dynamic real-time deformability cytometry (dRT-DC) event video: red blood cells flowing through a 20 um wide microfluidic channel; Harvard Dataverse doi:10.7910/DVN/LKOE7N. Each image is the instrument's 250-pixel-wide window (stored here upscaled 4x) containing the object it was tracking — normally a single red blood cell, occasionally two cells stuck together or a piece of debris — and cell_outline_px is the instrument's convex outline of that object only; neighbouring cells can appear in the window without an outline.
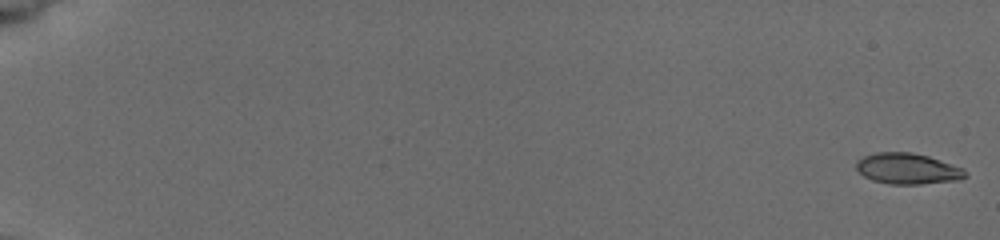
{"species": "common noctule bat (a hibernating species)", "species_latin": "Nyctalus noctula", "temperature_condition": "cold", "stored_images_in_passage": 21, "camera_frame_rate_fps": 3000, "um_per_image_px": 0.085, "animal": {"sex": "female", "body_mass_g": 19.5, "forearm_length_mm": 54.1}, "frame": {"image": 1, "passage_image": 1, "time_ms": 0.0, "image_size_px": [1000, 240], "cell_outline_px": [[968, 176], [960, 180], [920, 184], [888, 184], [872, 180], [864, 176], [856, 168], [856, 160], [864, 156], [876, 152], [912, 152], [928, 156], [964, 168], [968, 172]], "centroid_in_image_um": [77.17, 14.34], "position_along_channel_um": 7.8, "area_um2": 19.83}}
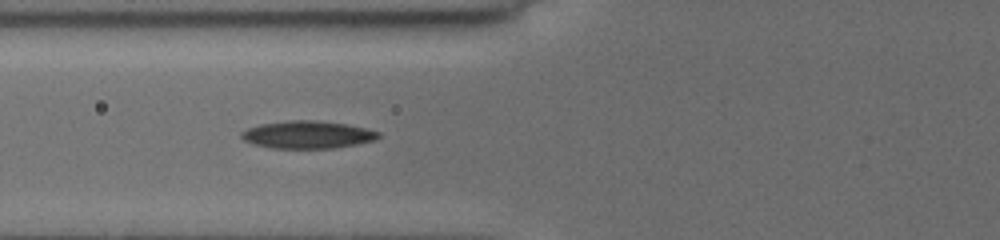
{"frame": {"image": 2, "passage_image": 18, "time_ms": 7.667, "image_size_px": [1000, 240], "cell_outline_px": [[380, 136], [376, 140], [356, 144], [332, 148], [272, 148], [252, 144], [244, 140], [240, 136], [240, 132], [248, 128], [260, 124], [288, 120], [316, 120], [348, 124], [368, 128], [380, 132]], "centroid_in_image_um": [26.15, 11.44], "position_along_channel_um": 99.7, "area_um2": 22.2}}
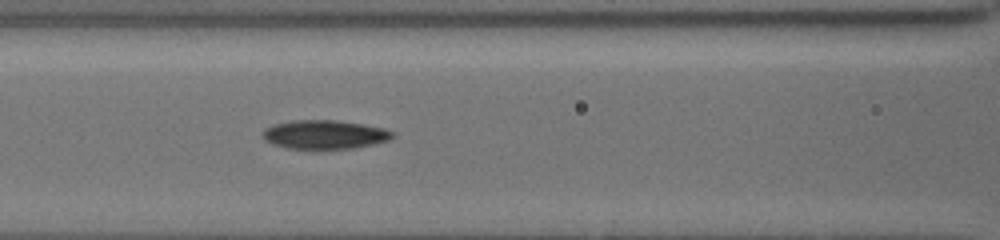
{"frame": {"image": 3, "passage_image": 21, "time_ms": 8.667, "image_size_px": [1000, 240], "cell_outline_px": [[392, 136], [388, 140], [376, 144], [356, 148], [320, 152], [316, 152], [288, 148], [272, 144], [264, 140], [264, 128], [272, 124], [292, 120], [340, 120], [364, 124], [384, 128], [392, 132]], "centroid_in_image_um": [27.57, 11.48], "position_along_channel_um": 139.0, "area_um2": 22.83}}